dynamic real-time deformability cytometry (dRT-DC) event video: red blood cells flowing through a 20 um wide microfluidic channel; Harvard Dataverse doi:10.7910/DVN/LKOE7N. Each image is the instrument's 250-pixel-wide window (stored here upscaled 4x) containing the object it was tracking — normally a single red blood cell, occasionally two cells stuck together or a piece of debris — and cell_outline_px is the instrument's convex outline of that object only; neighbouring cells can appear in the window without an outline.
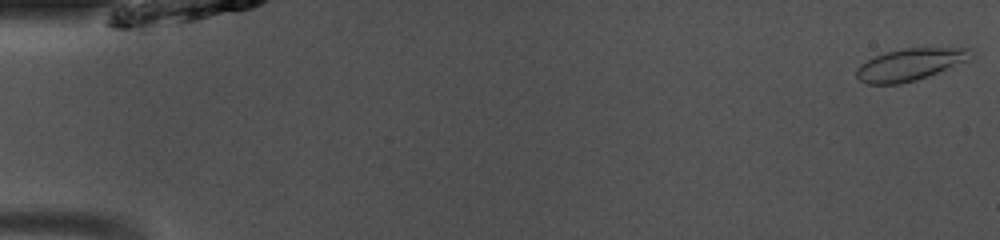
{"species": "common noctule bat (a hibernating species)", "species_latin": "Nyctalus noctula", "temperature_condition": "room temperature", "stored_images_in_passage": 49, "camera_frame_rate_fps": 3000, "um_per_image_px": 0.085, "animal": {"sex": "male", "body_mass_g": 13.0, "forearm_length_mm": 53.1}, "frame": {"image": 1, "passage_image": 1, "time_ms": 0.0, "image_size_px": [1000, 240], "cell_outline_px": [[976, 56], [972, 60], [928, 76], [916, 80], [900, 84], [868, 84], [860, 80], [856, 76], [856, 68], [860, 64], [876, 56], [888, 52], [904, 48], [972, 48], [976, 52]], "centroid_in_image_um": [77.45, 5.48], "position_along_channel_um": 7.5, "area_um2": 21.62}}
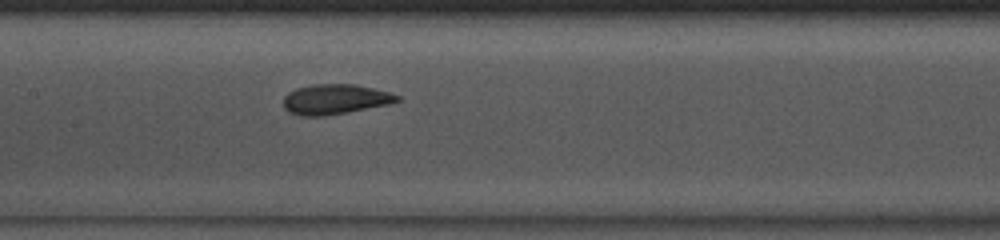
{"frame": {"image": 2, "passage_image": 24, "time_ms": 7.667, "image_size_px": [1000, 240], "cell_outline_px": [[400, 100], [388, 104], [348, 112], [324, 116], [300, 116], [288, 112], [284, 108], [284, 96], [288, 92], [296, 88], [312, 84], [356, 84], [388, 92], [400, 96]], "centroid_in_image_um": [28.44, 8.44], "position_along_channel_um": 179.0, "area_um2": 19.94}}
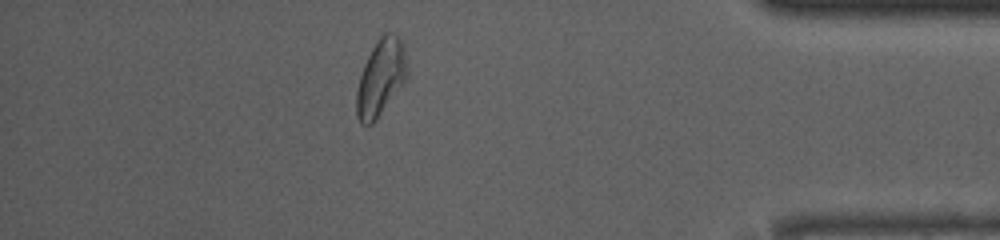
{"frame": {"image": 3, "passage_image": 43, "time_ms": 14.0, "image_size_px": [1000, 240], "cell_outline_px": [[408, 76], [376, 120], [372, 124], [360, 124], [356, 116], [356, 92], [360, 76], [364, 64], [372, 48], [380, 36], [388, 32], [392, 32], [400, 40], [404, 48], [408, 64]], "centroid_in_image_um": [32.36, 6.61], "position_along_channel_um": 402.8, "area_um2": 22.43}, "authors_computed_cell_mechanics": {"area_um2": 20.6346, "velocity_mm_per_s": 4.0933, "shape_relaxation_time_tau1_ms": 3.7873, "shape_relaxation_time_tau2_ms": 1.826, "deformation_change_tau1": 0.111, "deformation_change_tau2": 0.0652}}